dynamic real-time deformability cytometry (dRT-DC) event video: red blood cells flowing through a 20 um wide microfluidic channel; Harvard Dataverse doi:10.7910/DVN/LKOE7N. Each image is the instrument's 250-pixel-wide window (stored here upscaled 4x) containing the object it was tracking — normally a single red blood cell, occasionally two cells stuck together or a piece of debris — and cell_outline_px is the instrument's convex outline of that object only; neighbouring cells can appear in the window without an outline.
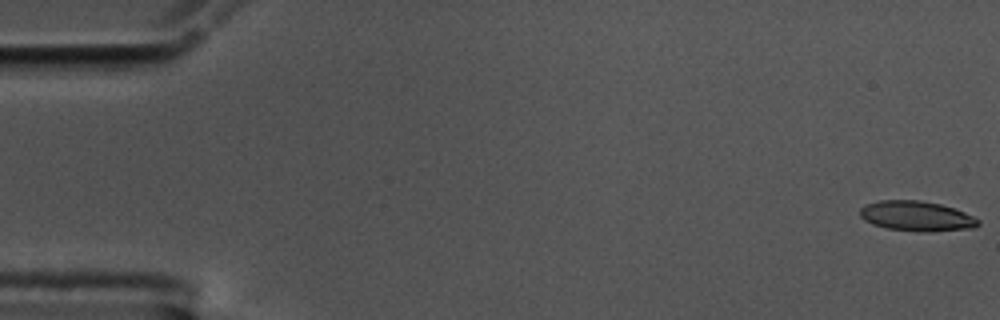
{"species": "common noctule bat (a hibernating species)", "species_latin": "Nyctalus noctula", "temperature_condition": "cold", "stored_images_in_passage": 57, "camera_frame_rate_fps": 3000, "um_per_image_px": 0.085, "animal": {"sex": "male", "body_mass_g": 17.5, "forearm_length_mm": 52.3}, "frame": {"image": 1, "passage_image": 1, "time_ms": 0.0, "image_size_px": [1000, 320], "cell_outline_px": [[980, 224], [972, 228], [932, 232], [924, 232], [888, 228], [872, 224], [864, 220], [860, 216], [860, 208], [864, 204], [880, 200], [920, 200], [940, 204], [964, 212], [980, 220]], "centroid_in_image_um": [77.89, 18.36], "position_along_channel_um": 7.1, "area_um2": 20.69}}
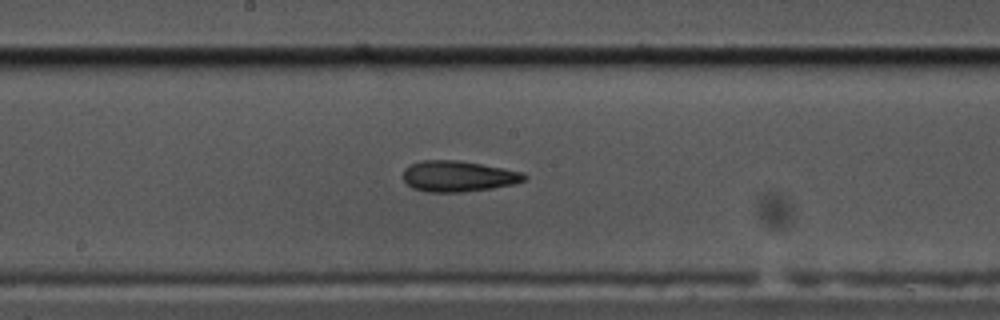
{"frame": {"image": 2, "passage_image": 30, "time_ms": 9.667, "image_size_px": [1000, 320], "cell_outline_px": [[528, 176], [524, 180], [512, 184], [492, 188], [460, 192], [428, 192], [412, 188], [404, 180], [404, 168], [420, 160], [460, 160], [504, 168], [524, 172]], "centroid_in_image_um": [38.95, 14.97], "position_along_channel_um": 209.2, "area_um2": 21.79}}
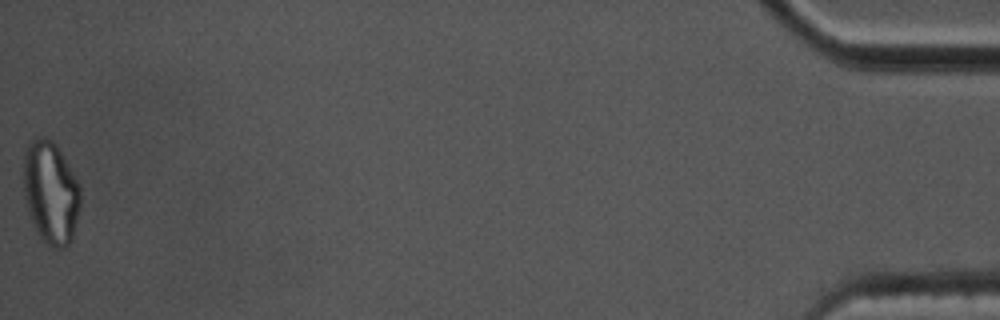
{"frame": {"image": 3, "passage_image": 57, "time_ms": 18.667, "image_size_px": [1000, 320], "cell_outline_px": [[80, 208], [72, 240], [64, 248], [52, 248], [40, 240], [28, 212], [24, 196], [24, 148], [28, 140], [44, 136], [52, 140], [56, 144], [80, 184]], "centroid_in_image_um": [4.3, 16.36], "position_along_channel_um": 430.9, "area_um2": 34.56}, "authors_computed_cell_mechanics": {"area_um2": 21.5016, "velocity_mm_per_s": 3.5579, "shape_relaxation_time_tau1_ms": 8.2947, "shape_relaxation_time_tau2_ms": 3.2977, "deformation_change_tau1": 0.2272, "deformation_change_tau2": 0.1385}}